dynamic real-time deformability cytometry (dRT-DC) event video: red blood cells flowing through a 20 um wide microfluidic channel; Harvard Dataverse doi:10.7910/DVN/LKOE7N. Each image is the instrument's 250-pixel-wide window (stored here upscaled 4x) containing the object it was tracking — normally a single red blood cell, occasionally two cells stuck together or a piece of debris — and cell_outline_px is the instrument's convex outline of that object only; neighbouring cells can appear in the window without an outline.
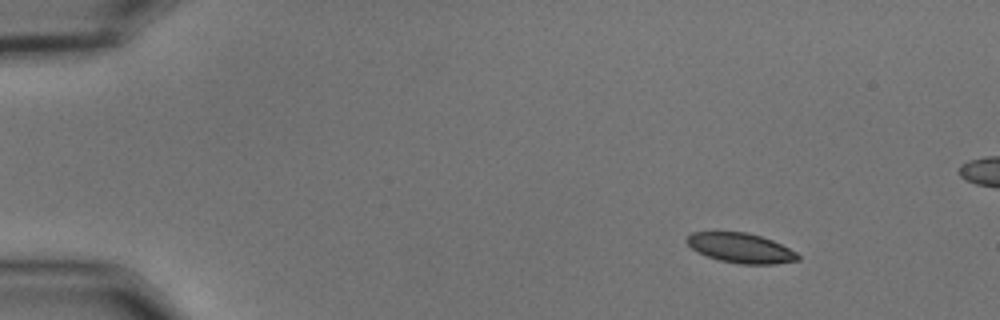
{"species": "common noctule bat (a hibernating species)", "species_latin": "Nyctalus noctula", "temperature_condition": "cold", "stored_images_in_passage": 53, "camera_frame_rate_fps": 3000, "um_per_image_px": 0.085, "animal": {"sex": "male", "body_mass_g": 15.6}, "frame": {"image": 1, "passage_image": 3, "time_ms": 0.667, "image_size_px": [1000, 320], "cell_outline_px": [[800, 260], [772, 264], [740, 264], [720, 260], [708, 256], [692, 248], [684, 240], [692, 232], [744, 232], [760, 236], [772, 240], [796, 252], [800, 256]], "centroid_in_image_um": [62.97, 21.08], "position_along_channel_um": 22.0, "area_um2": 19.02}}
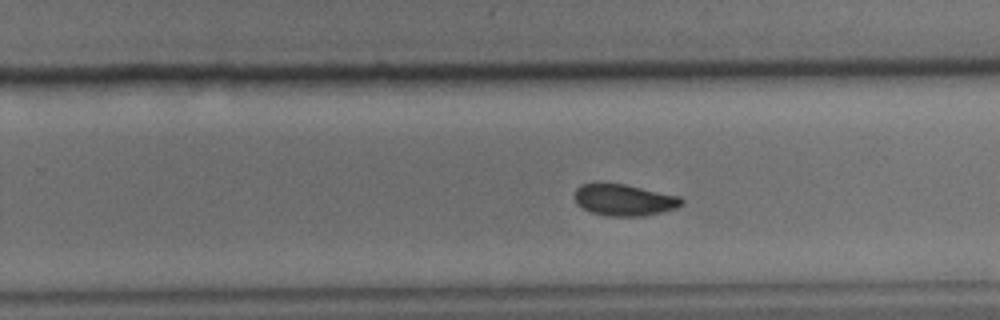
{"frame": {"image": 2, "passage_image": 32, "time_ms": 10.333, "image_size_px": [1000, 320], "cell_outline_px": [[684, 204], [676, 208], [644, 216], [608, 216], [592, 212], [576, 204], [572, 196], [576, 188], [580, 184], [624, 184], [680, 196], [684, 200]], "centroid_in_image_um": [53.04, 17.0], "position_along_channel_um": 276.8, "area_um2": 19.65}}
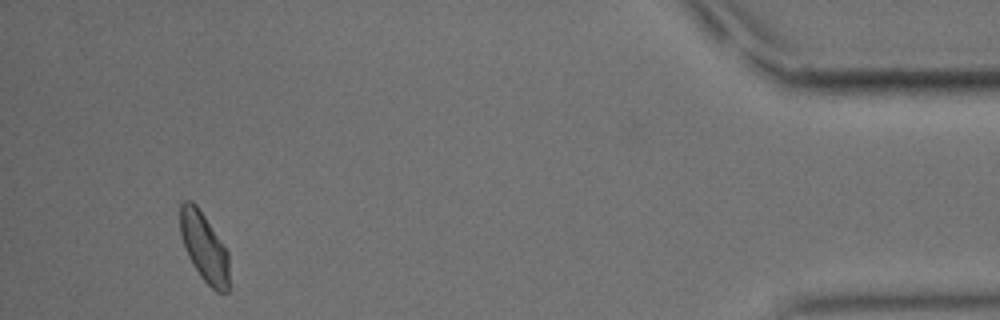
{"frame": {"image": 3, "passage_image": 49, "time_ms": 16.0, "image_size_px": [1000, 320], "cell_outline_px": [[228, 292], [216, 292], [200, 276], [192, 264], [188, 256], [180, 232], [180, 204], [184, 200], [192, 200], [196, 204], [228, 252]], "centroid_in_image_um": [17.34, 21.0], "position_along_channel_um": 417.9, "area_um2": 19.42}, "authors_computed_cell_mechanics": {"area_um2": 19.9988, "velocity_mm_per_s": 3.5943, "shape_relaxation_time_tau1_ms": 3.4112, "shape_relaxation_time_tau2_ms": 3.9365, "deformation_change_tau1": 0.085, "deformation_change_tau2": 0.0619}}